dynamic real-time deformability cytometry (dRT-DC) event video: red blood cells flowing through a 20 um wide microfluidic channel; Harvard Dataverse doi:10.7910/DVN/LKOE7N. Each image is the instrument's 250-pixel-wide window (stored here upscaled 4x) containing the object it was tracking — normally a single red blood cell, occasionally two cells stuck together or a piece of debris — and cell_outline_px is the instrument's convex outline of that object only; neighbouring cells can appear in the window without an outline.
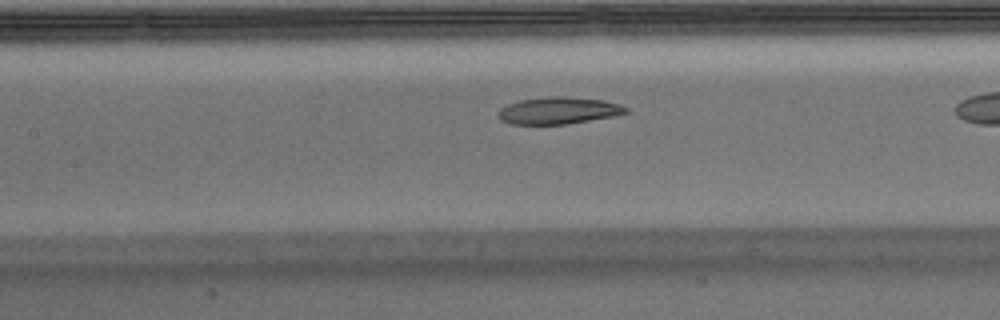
{"species": "Egyptian fruit bat (a non-hibernating species)", "species_latin": "Rousettus aegyptiacus", "temperature_condition": "warm", "stored_images_in_passage": 33, "camera_frame_rate_fps": 3000, "um_per_image_px": 0.085, "animal": {"sex": "male"}, "frame": {"image": 1, "passage_image": 15, "time_ms": 4.667, "image_size_px": [1000, 320], "cell_outline_px": [[628, 112], [616, 116], [564, 124], [508, 124], [500, 120], [496, 112], [500, 108], [508, 104], [520, 100], [552, 96], [564, 96], [604, 100], [620, 104], [628, 108]], "centroid_in_image_um": [47.46, 9.4], "position_along_channel_um": 159.9, "area_um2": 20.17}}